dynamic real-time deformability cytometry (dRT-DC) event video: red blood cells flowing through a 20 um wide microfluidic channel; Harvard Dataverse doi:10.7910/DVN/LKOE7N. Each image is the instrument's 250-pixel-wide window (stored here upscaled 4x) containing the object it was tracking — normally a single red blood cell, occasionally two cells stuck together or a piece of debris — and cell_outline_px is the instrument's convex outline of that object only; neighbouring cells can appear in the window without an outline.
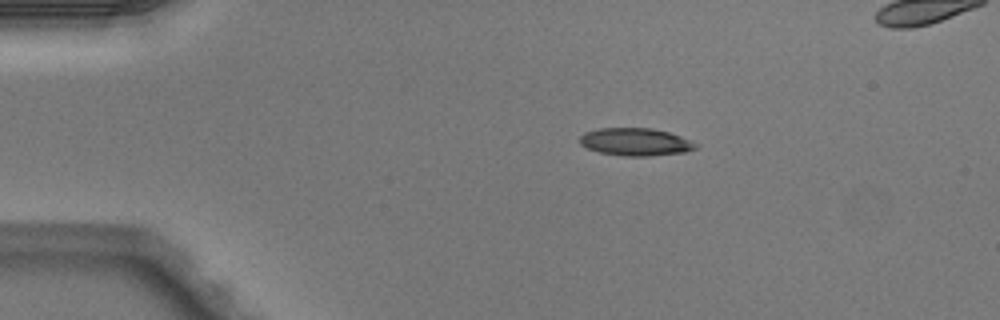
{"species": "Egyptian fruit bat (a non-hibernating species)", "species_latin": "Rousettus aegyptiacus", "temperature_condition": "warm", "stored_images_in_passage": 40, "camera_frame_rate_fps": 3000, "um_per_image_px": 0.085, "animal": {"sex": "male"}, "frame": {"image": 1, "passage_image": 1, "time_ms": 0.0, "image_size_px": [1000, 320], "cell_outline_px": [[700, 148], [684, 152], [652, 156], [624, 156], [600, 152], [588, 148], [580, 144], [580, 136], [584, 132], [600, 128], [652, 128], [668, 132], [680, 136], [700, 144]], "centroid_in_image_um": [54.06, 12.06], "position_along_channel_um": 30.9, "area_um2": 18.79}}
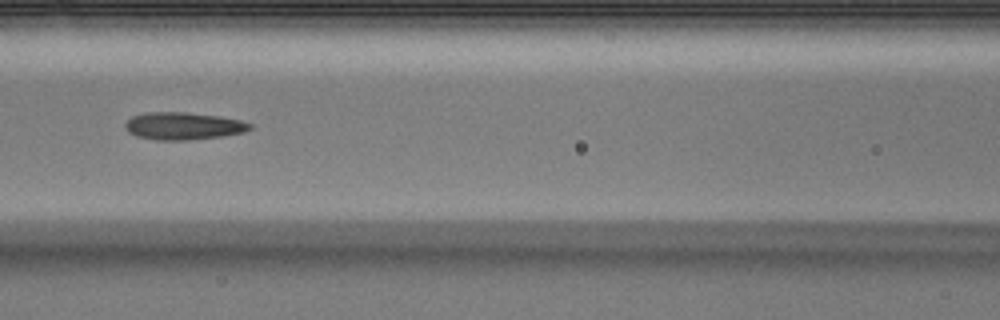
{"frame": {"image": 2, "passage_image": 14, "time_ms": 4.333, "image_size_px": [1000, 320], "cell_outline_px": [[252, 128], [244, 132], [220, 136], [188, 140], [156, 140], [136, 136], [128, 132], [124, 128], [124, 124], [132, 116], [148, 112], [184, 112], [220, 116], [240, 120], [252, 124]], "centroid_in_image_um": [15.55, 10.7], "position_along_channel_um": 151.0, "area_um2": 19.94}}
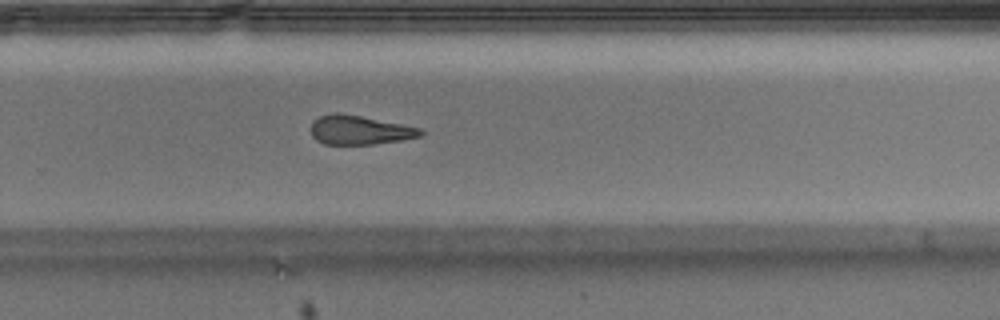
{"frame": {"image": 3, "passage_image": 25, "time_ms": 8.0, "image_size_px": [1000, 320], "cell_outline_px": [[424, 132], [420, 136], [400, 140], [372, 144], [324, 144], [316, 140], [312, 136], [312, 124], [320, 116], [332, 112], [336, 112], [360, 116], [420, 128]], "centroid_in_image_um": [30.54, 11.06], "position_along_channel_um": 299.3, "area_um2": 18.21}}